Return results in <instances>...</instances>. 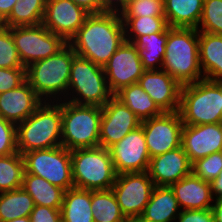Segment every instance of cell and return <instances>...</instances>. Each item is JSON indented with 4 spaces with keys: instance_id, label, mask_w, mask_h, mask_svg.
<instances>
[{
    "instance_id": "35",
    "label": "cell",
    "mask_w": 222,
    "mask_h": 222,
    "mask_svg": "<svg viewBox=\"0 0 222 222\" xmlns=\"http://www.w3.org/2000/svg\"><path fill=\"white\" fill-rule=\"evenodd\" d=\"M0 68H25L9 27L0 25Z\"/></svg>"
},
{
    "instance_id": "27",
    "label": "cell",
    "mask_w": 222,
    "mask_h": 222,
    "mask_svg": "<svg viewBox=\"0 0 222 222\" xmlns=\"http://www.w3.org/2000/svg\"><path fill=\"white\" fill-rule=\"evenodd\" d=\"M132 43L137 47L145 70L162 69L167 43V29L161 33L138 36Z\"/></svg>"
},
{
    "instance_id": "32",
    "label": "cell",
    "mask_w": 222,
    "mask_h": 222,
    "mask_svg": "<svg viewBox=\"0 0 222 222\" xmlns=\"http://www.w3.org/2000/svg\"><path fill=\"white\" fill-rule=\"evenodd\" d=\"M24 173V159L19 152L0 156V193L21 188Z\"/></svg>"
},
{
    "instance_id": "14",
    "label": "cell",
    "mask_w": 222,
    "mask_h": 222,
    "mask_svg": "<svg viewBox=\"0 0 222 222\" xmlns=\"http://www.w3.org/2000/svg\"><path fill=\"white\" fill-rule=\"evenodd\" d=\"M109 150L117 175L148 171L150 154L142 126L130 131Z\"/></svg>"
},
{
    "instance_id": "30",
    "label": "cell",
    "mask_w": 222,
    "mask_h": 222,
    "mask_svg": "<svg viewBox=\"0 0 222 222\" xmlns=\"http://www.w3.org/2000/svg\"><path fill=\"white\" fill-rule=\"evenodd\" d=\"M47 0H18L10 15L1 23L5 27L42 24Z\"/></svg>"
},
{
    "instance_id": "48",
    "label": "cell",
    "mask_w": 222,
    "mask_h": 222,
    "mask_svg": "<svg viewBox=\"0 0 222 222\" xmlns=\"http://www.w3.org/2000/svg\"><path fill=\"white\" fill-rule=\"evenodd\" d=\"M126 222H143L140 218L137 219H127Z\"/></svg>"
},
{
    "instance_id": "46",
    "label": "cell",
    "mask_w": 222,
    "mask_h": 222,
    "mask_svg": "<svg viewBox=\"0 0 222 222\" xmlns=\"http://www.w3.org/2000/svg\"><path fill=\"white\" fill-rule=\"evenodd\" d=\"M211 210L214 215V221L222 222V198L214 200Z\"/></svg>"
},
{
    "instance_id": "19",
    "label": "cell",
    "mask_w": 222,
    "mask_h": 222,
    "mask_svg": "<svg viewBox=\"0 0 222 222\" xmlns=\"http://www.w3.org/2000/svg\"><path fill=\"white\" fill-rule=\"evenodd\" d=\"M148 173L155 186H171L192 173V163L182 146L150 158Z\"/></svg>"
},
{
    "instance_id": "28",
    "label": "cell",
    "mask_w": 222,
    "mask_h": 222,
    "mask_svg": "<svg viewBox=\"0 0 222 222\" xmlns=\"http://www.w3.org/2000/svg\"><path fill=\"white\" fill-rule=\"evenodd\" d=\"M114 96L126 105L141 121L163 113L138 83L122 88Z\"/></svg>"
},
{
    "instance_id": "18",
    "label": "cell",
    "mask_w": 222,
    "mask_h": 222,
    "mask_svg": "<svg viewBox=\"0 0 222 222\" xmlns=\"http://www.w3.org/2000/svg\"><path fill=\"white\" fill-rule=\"evenodd\" d=\"M138 84L162 112L179 111L182 86L163 69L145 70Z\"/></svg>"
},
{
    "instance_id": "43",
    "label": "cell",
    "mask_w": 222,
    "mask_h": 222,
    "mask_svg": "<svg viewBox=\"0 0 222 222\" xmlns=\"http://www.w3.org/2000/svg\"><path fill=\"white\" fill-rule=\"evenodd\" d=\"M17 1L18 0H0V23L10 15Z\"/></svg>"
},
{
    "instance_id": "39",
    "label": "cell",
    "mask_w": 222,
    "mask_h": 222,
    "mask_svg": "<svg viewBox=\"0 0 222 222\" xmlns=\"http://www.w3.org/2000/svg\"><path fill=\"white\" fill-rule=\"evenodd\" d=\"M26 81V68H0V93L15 89Z\"/></svg>"
},
{
    "instance_id": "1",
    "label": "cell",
    "mask_w": 222,
    "mask_h": 222,
    "mask_svg": "<svg viewBox=\"0 0 222 222\" xmlns=\"http://www.w3.org/2000/svg\"><path fill=\"white\" fill-rule=\"evenodd\" d=\"M126 41L120 12L89 14L68 44L77 56L101 67Z\"/></svg>"
},
{
    "instance_id": "37",
    "label": "cell",
    "mask_w": 222,
    "mask_h": 222,
    "mask_svg": "<svg viewBox=\"0 0 222 222\" xmlns=\"http://www.w3.org/2000/svg\"><path fill=\"white\" fill-rule=\"evenodd\" d=\"M121 17L164 16V0H137L130 2Z\"/></svg>"
},
{
    "instance_id": "45",
    "label": "cell",
    "mask_w": 222,
    "mask_h": 222,
    "mask_svg": "<svg viewBox=\"0 0 222 222\" xmlns=\"http://www.w3.org/2000/svg\"><path fill=\"white\" fill-rule=\"evenodd\" d=\"M103 6L108 11L121 12L125 8V0H103Z\"/></svg>"
},
{
    "instance_id": "5",
    "label": "cell",
    "mask_w": 222,
    "mask_h": 222,
    "mask_svg": "<svg viewBox=\"0 0 222 222\" xmlns=\"http://www.w3.org/2000/svg\"><path fill=\"white\" fill-rule=\"evenodd\" d=\"M178 112L185 125L221 123L222 84L203 79L183 85Z\"/></svg>"
},
{
    "instance_id": "41",
    "label": "cell",
    "mask_w": 222,
    "mask_h": 222,
    "mask_svg": "<svg viewBox=\"0 0 222 222\" xmlns=\"http://www.w3.org/2000/svg\"><path fill=\"white\" fill-rule=\"evenodd\" d=\"M177 222H215L214 215L211 209L205 210H181Z\"/></svg>"
},
{
    "instance_id": "26",
    "label": "cell",
    "mask_w": 222,
    "mask_h": 222,
    "mask_svg": "<svg viewBox=\"0 0 222 222\" xmlns=\"http://www.w3.org/2000/svg\"><path fill=\"white\" fill-rule=\"evenodd\" d=\"M63 222H94L91 190L71 188L65 191L61 206Z\"/></svg>"
},
{
    "instance_id": "13",
    "label": "cell",
    "mask_w": 222,
    "mask_h": 222,
    "mask_svg": "<svg viewBox=\"0 0 222 222\" xmlns=\"http://www.w3.org/2000/svg\"><path fill=\"white\" fill-rule=\"evenodd\" d=\"M108 87L113 95L122 88L138 83L145 72L137 47L125 41L103 67Z\"/></svg>"
},
{
    "instance_id": "15",
    "label": "cell",
    "mask_w": 222,
    "mask_h": 222,
    "mask_svg": "<svg viewBox=\"0 0 222 222\" xmlns=\"http://www.w3.org/2000/svg\"><path fill=\"white\" fill-rule=\"evenodd\" d=\"M139 126H141V120L113 96L102 107L99 146L109 149Z\"/></svg>"
},
{
    "instance_id": "22",
    "label": "cell",
    "mask_w": 222,
    "mask_h": 222,
    "mask_svg": "<svg viewBox=\"0 0 222 222\" xmlns=\"http://www.w3.org/2000/svg\"><path fill=\"white\" fill-rule=\"evenodd\" d=\"M181 209L169 186H155L140 219L143 222H176Z\"/></svg>"
},
{
    "instance_id": "6",
    "label": "cell",
    "mask_w": 222,
    "mask_h": 222,
    "mask_svg": "<svg viewBox=\"0 0 222 222\" xmlns=\"http://www.w3.org/2000/svg\"><path fill=\"white\" fill-rule=\"evenodd\" d=\"M72 178L75 188L109 190L117 173L109 149L101 146L71 151Z\"/></svg>"
},
{
    "instance_id": "2",
    "label": "cell",
    "mask_w": 222,
    "mask_h": 222,
    "mask_svg": "<svg viewBox=\"0 0 222 222\" xmlns=\"http://www.w3.org/2000/svg\"><path fill=\"white\" fill-rule=\"evenodd\" d=\"M162 69L181 86L204 79L199 60V31L196 28H167Z\"/></svg>"
},
{
    "instance_id": "40",
    "label": "cell",
    "mask_w": 222,
    "mask_h": 222,
    "mask_svg": "<svg viewBox=\"0 0 222 222\" xmlns=\"http://www.w3.org/2000/svg\"><path fill=\"white\" fill-rule=\"evenodd\" d=\"M29 218L31 222H60L61 209L35 205Z\"/></svg>"
},
{
    "instance_id": "36",
    "label": "cell",
    "mask_w": 222,
    "mask_h": 222,
    "mask_svg": "<svg viewBox=\"0 0 222 222\" xmlns=\"http://www.w3.org/2000/svg\"><path fill=\"white\" fill-rule=\"evenodd\" d=\"M222 170V151L212 153L192 163V173L200 179L211 182Z\"/></svg>"
},
{
    "instance_id": "31",
    "label": "cell",
    "mask_w": 222,
    "mask_h": 222,
    "mask_svg": "<svg viewBox=\"0 0 222 222\" xmlns=\"http://www.w3.org/2000/svg\"><path fill=\"white\" fill-rule=\"evenodd\" d=\"M94 222H126L112 189L91 191Z\"/></svg>"
},
{
    "instance_id": "21",
    "label": "cell",
    "mask_w": 222,
    "mask_h": 222,
    "mask_svg": "<svg viewBox=\"0 0 222 222\" xmlns=\"http://www.w3.org/2000/svg\"><path fill=\"white\" fill-rule=\"evenodd\" d=\"M171 189L174 191L181 210L211 209L214 203L210 182L204 181L193 173L185 176Z\"/></svg>"
},
{
    "instance_id": "49",
    "label": "cell",
    "mask_w": 222,
    "mask_h": 222,
    "mask_svg": "<svg viewBox=\"0 0 222 222\" xmlns=\"http://www.w3.org/2000/svg\"><path fill=\"white\" fill-rule=\"evenodd\" d=\"M133 1H137V0H125V7H126L130 2H133Z\"/></svg>"
},
{
    "instance_id": "7",
    "label": "cell",
    "mask_w": 222,
    "mask_h": 222,
    "mask_svg": "<svg viewBox=\"0 0 222 222\" xmlns=\"http://www.w3.org/2000/svg\"><path fill=\"white\" fill-rule=\"evenodd\" d=\"M102 107L62 100V146L69 151L99 146Z\"/></svg>"
},
{
    "instance_id": "42",
    "label": "cell",
    "mask_w": 222,
    "mask_h": 222,
    "mask_svg": "<svg viewBox=\"0 0 222 222\" xmlns=\"http://www.w3.org/2000/svg\"><path fill=\"white\" fill-rule=\"evenodd\" d=\"M89 14L104 13L108 10L103 6V0H72Z\"/></svg>"
},
{
    "instance_id": "10",
    "label": "cell",
    "mask_w": 222,
    "mask_h": 222,
    "mask_svg": "<svg viewBox=\"0 0 222 222\" xmlns=\"http://www.w3.org/2000/svg\"><path fill=\"white\" fill-rule=\"evenodd\" d=\"M12 38L24 67L55 55L67 42L42 24L10 28Z\"/></svg>"
},
{
    "instance_id": "17",
    "label": "cell",
    "mask_w": 222,
    "mask_h": 222,
    "mask_svg": "<svg viewBox=\"0 0 222 222\" xmlns=\"http://www.w3.org/2000/svg\"><path fill=\"white\" fill-rule=\"evenodd\" d=\"M181 146L191 163L222 151V122L203 125H185Z\"/></svg>"
},
{
    "instance_id": "8",
    "label": "cell",
    "mask_w": 222,
    "mask_h": 222,
    "mask_svg": "<svg viewBox=\"0 0 222 222\" xmlns=\"http://www.w3.org/2000/svg\"><path fill=\"white\" fill-rule=\"evenodd\" d=\"M113 96L103 67L76 55L71 65L65 101L103 107Z\"/></svg>"
},
{
    "instance_id": "12",
    "label": "cell",
    "mask_w": 222,
    "mask_h": 222,
    "mask_svg": "<svg viewBox=\"0 0 222 222\" xmlns=\"http://www.w3.org/2000/svg\"><path fill=\"white\" fill-rule=\"evenodd\" d=\"M150 158L181 147L183 122L178 111L141 121Z\"/></svg>"
},
{
    "instance_id": "34",
    "label": "cell",
    "mask_w": 222,
    "mask_h": 222,
    "mask_svg": "<svg viewBox=\"0 0 222 222\" xmlns=\"http://www.w3.org/2000/svg\"><path fill=\"white\" fill-rule=\"evenodd\" d=\"M197 30L222 35V0H204Z\"/></svg>"
},
{
    "instance_id": "3",
    "label": "cell",
    "mask_w": 222,
    "mask_h": 222,
    "mask_svg": "<svg viewBox=\"0 0 222 222\" xmlns=\"http://www.w3.org/2000/svg\"><path fill=\"white\" fill-rule=\"evenodd\" d=\"M17 150L23 153L62 146V101H44L16 125Z\"/></svg>"
},
{
    "instance_id": "25",
    "label": "cell",
    "mask_w": 222,
    "mask_h": 222,
    "mask_svg": "<svg viewBox=\"0 0 222 222\" xmlns=\"http://www.w3.org/2000/svg\"><path fill=\"white\" fill-rule=\"evenodd\" d=\"M22 188L32 197L35 205L61 209L65 190L42 177L24 173Z\"/></svg>"
},
{
    "instance_id": "16",
    "label": "cell",
    "mask_w": 222,
    "mask_h": 222,
    "mask_svg": "<svg viewBox=\"0 0 222 222\" xmlns=\"http://www.w3.org/2000/svg\"><path fill=\"white\" fill-rule=\"evenodd\" d=\"M88 15L72 0H47L42 25L68 43Z\"/></svg>"
},
{
    "instance_id": "24",
    "label": "cell",
    "mask_w": 222,
    "mask_h": 222,
    "mask_svg": "<svg viewBox=\"0 0 222 222\" xmlns=\"http://www.w3.org/2000/svg\"><path fill=\"white\" fill-rule=\"evenodd\" d=\"M204 0H164V16L169 27L196 28Z\"/></svg>"
},
{
    "instance_id": "23",
    "label": "cell",
    "mask_w": 222,
    "mask_h": 222,
    "mask_svg": "<svg viewBox=\"0 0 222 222\" xmlns=\"http://www.w3.org/2000/svg\"><path fill=\"white\" fill-rule=\"evenodd\" d=\"M199 60L204 79L222 81V35L199 32Z\"/></svg>"
},
{
    "instance_id": "20",
    "label": "cell",
    "mask_w": 222,
    "mask_h": 222,
    "mask_svg": "<svg viewBox=\"0 0 222 222\" xmlns=\"http://www.w3.org/2000/svg\"><path fill=\"white\" fill-rule=\"evenodd\" d=\"M43 102L25 81L15 89L0 93V116L17 125L29 117Z\"/></svg>"
},
{
    "instance_id": "33",
    "label": "cell",
    "mask_w": 222,
    "mask_h": 222,
    "mask_svg": "<svg viewBox=\"0 0 222 222\" xmlns=\"http://www.w3.org/2000/svg\"><path fill=\"white\" fill-rule=\"evenodd\" d=\"M125 38L133 42L138 36L164 32L169 26L165 16L122 17Z\"/></svg>"
},
{
    "instance_id": "47",
    "label": "cell",
    "mask_w": 222,
    "mask_h": 222,
    "mask_svg": "<svg viewBox=\"0 0 222 222\" xmlns=\"http://www.w3.org/2000/svg\"><path fill=\"white\" fill-rule=\"evenodd\" d=\"M6 222H31L29 217L16 218Z\"/></svg>"
},
{
    "instance_id": "44",
    "label": "cell",
    "mask_w": 222,
    "mask_h": 222,
    "mask_svg": "<svg viewBox=\"0 0 222 222\" xmlns=\"http://www.w3.org/2000/svg\"><path fill=\"white\" fill-rule=\"evenodd\" d=\"M213 199L222 198V170L219 176L210 182Z\"/></svg>"
},
{
    "instance_id": "4",
    "label": "cell",
    "mask_w": 222,
    "mask_h": 222,
    "mask_svg": "<svg viewBox=\"0 0 222 222\" xmlns=\"http://www.w3.org/2000/svg\"><path fill=\"white\" fill-rule=\"evenodd\" d=\"M76 53L67 43L55 55L26 67V81L43 100L58 102L66 99L71 65Z\"/></svg>"
},
{
    "instance_id": "38",
    "label": "cell",
    "mask_w": 222,
    "mask_h": 222,
    "mask_svg": "<svg viewBox=\"0 0 222 222\" xmlns=\"http://www.w3.org/2000/svg\"><path fill=\"white\" fill-rule=\"evenodd\" d=\"M17 152L16 124L0 116V156Z\"/></svg>"
},
{
    "instance_id": "9",
    "label": "cell",
    "mask_w": 222,
    "mask_h": 222,
    "mask_svg": "<svg viewBox=\"0 0 222 222\" xmlns=\"http://www.w3.org/2000/svg\"><path fill=\"white\" fill-rule=\"evenodd\" d=\"M22 156L25 173L42 177L65 191L74 187L71 151L64 146L33 150L23 153Z\"/></svg>"
},
{
    "instance_id": "11",
    "label": "cell",
    "mask_w": 222,
    "mask_h": 222,
    "mask_svg": "<svg viewBox=\"0 0 222 222\" xmlns=\"http://www.w3.org/2000/svg\"><path fill=\"white\" fill-rule=\"evenodd\" d=\"M154 187L148 171H145L117 175L111 189L125 218L137 219L143 214Z\"/></svg>"
},
{
    "instance_id": "29",
    "label": "cell",
    "mask_w": 222,
    "mask_h": 222,
    "mask_svg": "<svg viewBox=\"0 0 222 222\" xmlns=\"http://www.w3.org/2000/svg\"><path fill=\"white\" fill-rule=\"evenodd\" d=\"M32 197L21 187L0 193V222L29 217L34 209Z\"/></svg>"
}]
</instances>
